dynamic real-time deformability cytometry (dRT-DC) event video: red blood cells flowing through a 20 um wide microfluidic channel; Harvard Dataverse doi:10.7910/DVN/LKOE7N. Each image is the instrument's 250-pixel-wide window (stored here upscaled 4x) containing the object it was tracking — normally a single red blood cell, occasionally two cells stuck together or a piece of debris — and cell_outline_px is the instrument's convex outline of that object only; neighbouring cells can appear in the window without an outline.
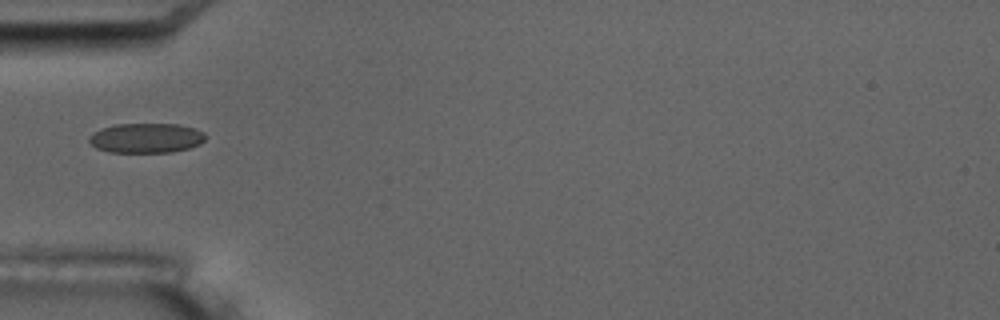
{"species": "common noctule bat (a hibernating species)", "species_latin": "Nyctalus noctula", "temperature_condition": "room temperature", "stored_images_in_passage": 10, "camera_frame_rate_fps": 3000, "um_per_image_px": 0.085, "animal": {"sex": "male", "body_mass_g": 17.5, "forearm_length_mm": 52.3}, "frame": {"image": 1, "passage_image": 6, "time_ms": 6.0, "image_size_px": [1000, 320], "cell_outline_px": [[204, 140], [200, 144], [188, 148], [172, 152], [108, 152], [96, 148], [88, 140], [88, 136], [92, 132], [100, 128], [116, 124], [180, 124], [204, 132]], "centroid_in_image_um": [12.38, 11.73], "position_along_channel_um": 72.6, "area_um2": 20.23}}
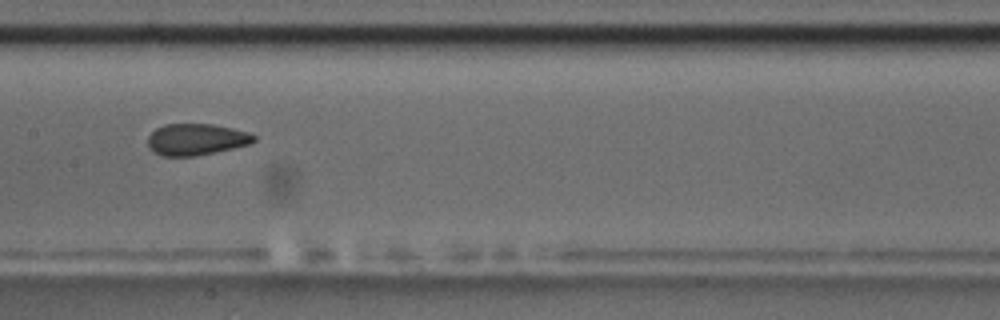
{"frame": {"image": 2, "passage_image": 9, "time_ms": 9.333, "image_size_px": [1000, 320], "cell_outline_px": [[256, 140], [252, 144], [216, 152], [196, 156], [160, 156], [152, 152], [148, 148], [148, 136], [156, 128], [164, 124], [212, 124], [232, 128], [248, 132], [256, 136]], "centroid_in_image_um": [16.67, 11.86], "position_along_channel_um": 190.7, "area_um2": 19.77}}